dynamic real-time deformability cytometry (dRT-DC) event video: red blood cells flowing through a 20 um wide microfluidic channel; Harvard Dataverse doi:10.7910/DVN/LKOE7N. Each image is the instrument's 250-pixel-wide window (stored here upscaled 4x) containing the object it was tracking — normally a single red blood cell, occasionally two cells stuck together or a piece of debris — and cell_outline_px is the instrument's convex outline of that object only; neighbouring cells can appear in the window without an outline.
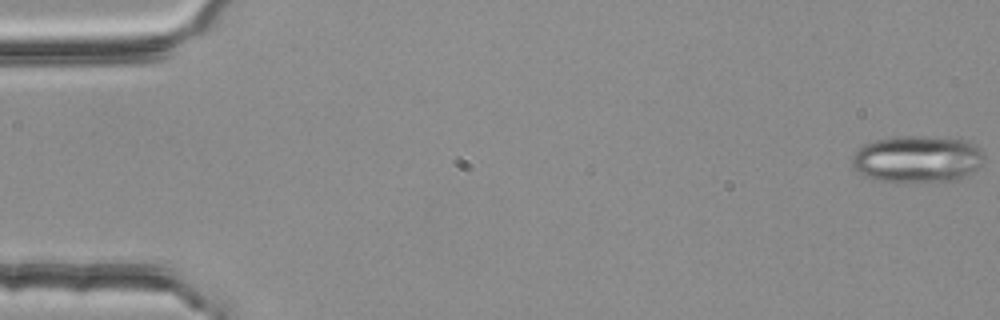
{"species": "common noctule bat (a hibernating species)", "species_latin": "Nyctalus noctula", "temperature_condition": "room temperature", "stored_images_in_passage": 55, "camera_frame_rate_fps": 3000, "um_per_image_px": 0.085, "animal": {"sex": "female", "body_mass_g": 25.1}, "frame": {"image": 1, "passage_image": 1, "time_ms": 0.0, "image_size_px": [1000, 320], "cell_outline_px": [[984, 160], [976, 168], [960, 176], [948, 180], [872, 180], [864, 176], [852, 164], [852, 156], [864, 144], [876, 140], [904, 136], [916, 136], [960, 140], [972, 144], [980, 148], [984, 152]], "centroid_in_image_um": [77.93, 13.49], "position_along_channel_um": 7.1, "area_um2": 34.68}}
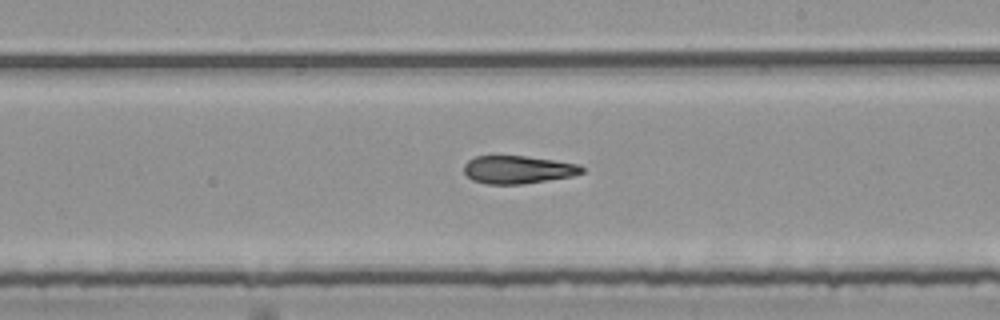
{"frame": {"image": 2, "passage_image": 32, "time_ms": 10.333, "image_size_px": [1000, 320], "cell_outline_px": [[584, 172], [572, 176], [520, 184], [488, 184], [472, 180], [464, 172], [464, 164], [468, 160], [476, 156], [524, 156], [552, 160], [576, 164], [584, 168]], "centroid_in_image_um": [43.99, 14.42], "position_along_channel_um": 245.0, "area_um2": 18.9}}
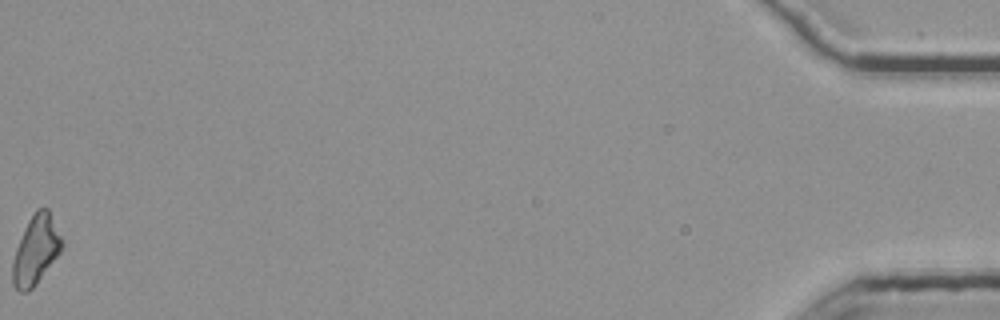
{"frame": {"image": 3, "passage_image": 55, "time_ms": 18.0, "image_size_px": [1000, 320], "cell_outline_px": [[64, 244], [60, 252], [36, 284], [28, 292], [20, 292], [12, 284], [12, 260], [16, 248], [24, 228], [28, 220], [36, 208], [48, 208], [64, 240]], "centroid_in_image_um": [3.05, 21.24], "position_along_channel_um": 432.2, "area_um2": 19.94}, "authors_computed_cell_mechanics": {"area_um2": 20.1722, "velocity_mm_per_s": 3.7923, "shape_relaxation_time_tau1_ms": null, "shape_relaxation_time_tau2_ms": 4.871, "deformation_change_tau1": null, "deformation_change_tau2": 0.1564}}